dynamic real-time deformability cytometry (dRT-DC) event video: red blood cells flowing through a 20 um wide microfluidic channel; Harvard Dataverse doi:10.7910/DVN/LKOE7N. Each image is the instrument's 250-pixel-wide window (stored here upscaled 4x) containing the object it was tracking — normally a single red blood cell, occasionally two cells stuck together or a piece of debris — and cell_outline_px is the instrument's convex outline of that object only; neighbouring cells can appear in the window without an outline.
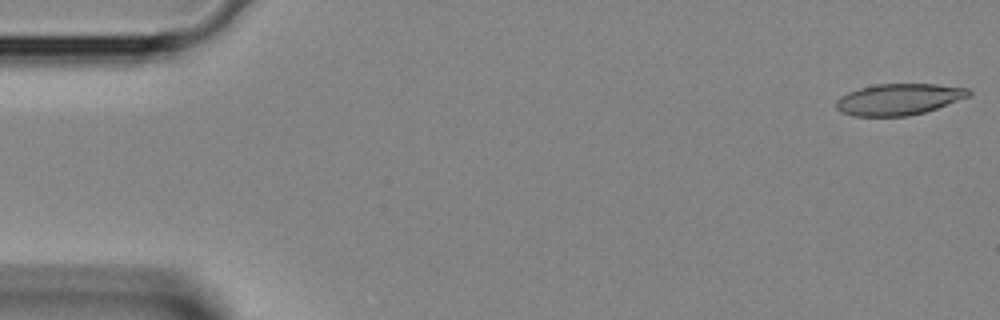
{"species": "Egyptian fruit bat (a non-hibernating species)", "species_latin": "Rousettus aegyptiacus", "temperature_condition": "room temperature", "stored_images_in_passage": 40, "camera_frame_rate_fps": 3000, "um_per_image_px": 0.085, "animal": {"sex": "female"}, "frame": {"image": 1, "passage_image": 1, "time_ms": 0.0, "image_size_px": [1000, 320], "cell_outline_px": [[972, 96], [924, 112], [908, 116], [852, 116], [840, 112], [836, 108], [836, 100], [840, 96], [848, 92], [860, 88], [876, 84], [936, 84], [968, 88], [972, 92]], "centroid_in_image_um": [76.4, 8.44], "position_along_channel_um": 8.6, "area_um2": 24.33}}
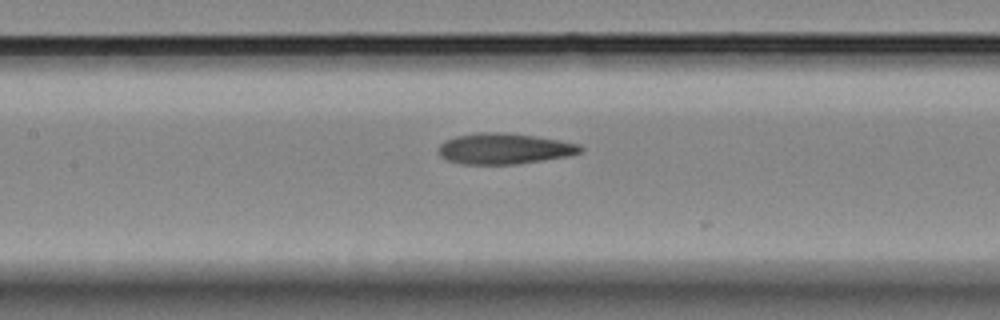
{"frame": {"image": 2, "passage_image": 18, "time_ms": 5.667, "image_size_px": [1000, 320], "cell_outline_px": [[584, 148], [580, 152], [568, 156], [520, 164], [460, 164], [444, 160], [436, 152], [436, 148], [444, 140], [456, 136], [480, 132], [496, 132], [532, 136], [580, 144]], "centroid_in_image_um": [42.77, 12.65], "position_along_channel_um": 164.6, "area_um2": 25.61}}
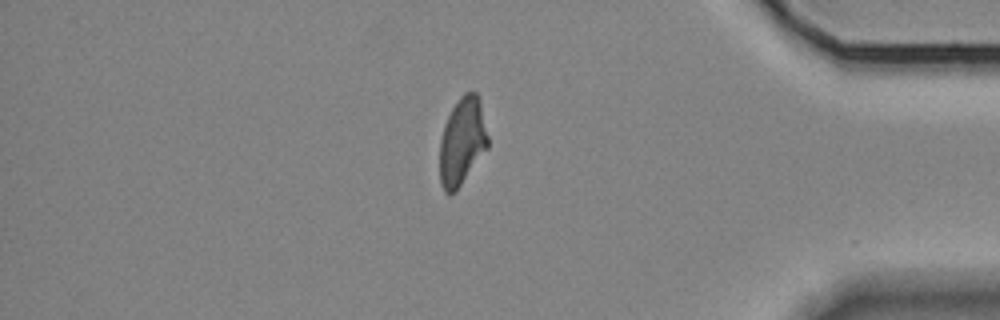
{"frame": {"image": 3, "passage_image": 34, "time_ms": 11.0, "image_size_px": [1000, 320], "cell_outline_px": [[488, 148], [456, 192], [444, 192], [440, 184], [440, 140], [444, 124], [452, 108], [460, 96], [464, 92], [476, 92], [480, 100], [488, 136]], "centroid_in_image_um": [39.29, 12.03], "position_along_channel_um": 395.9, "area_um2": 24.68}}